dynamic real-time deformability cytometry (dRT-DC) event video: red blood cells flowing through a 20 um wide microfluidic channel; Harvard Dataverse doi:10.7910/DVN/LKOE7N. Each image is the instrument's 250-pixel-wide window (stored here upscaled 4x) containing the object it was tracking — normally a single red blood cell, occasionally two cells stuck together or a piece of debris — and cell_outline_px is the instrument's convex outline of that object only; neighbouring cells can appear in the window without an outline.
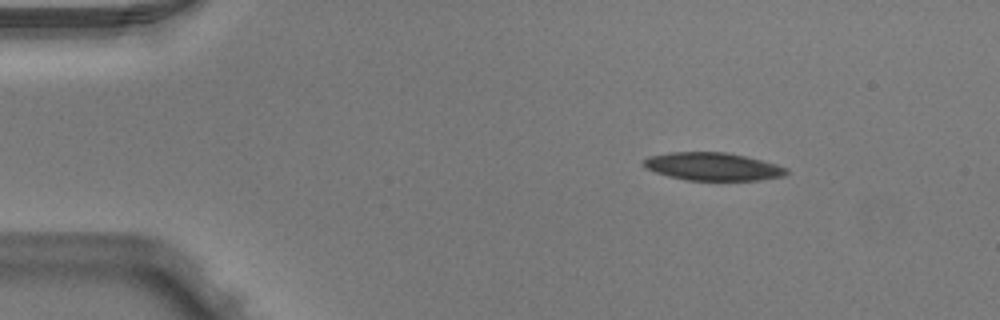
{"species": "Egyptian fruit bat (a non-hibernating species)", "species_latin": "Rousettus aegyptiacus", "temperature_condition": "warm", "stored_images_in_passage": 3, "camera_frame_rate_fps": 3000, "um_per_image_px": 0.085, "animal": {"sex": "male"}, "frame": {"image": 1, "passage_image": 1, "time_ms": 0.0, "image_size_px": [1000, 320], "cell_outline_px": [[788, 172], [784, 176], [760, 180], [688, 180], [668, 176], [644, 168], [644, 160], [648, 156], [672, 152], [724, 152], [744, 156], [776, 164], [788, 168]], "centroid_in_image_um": [60.58, 14.16], "position_along_channel_um": 24.4, "area_um2": 23.06}}